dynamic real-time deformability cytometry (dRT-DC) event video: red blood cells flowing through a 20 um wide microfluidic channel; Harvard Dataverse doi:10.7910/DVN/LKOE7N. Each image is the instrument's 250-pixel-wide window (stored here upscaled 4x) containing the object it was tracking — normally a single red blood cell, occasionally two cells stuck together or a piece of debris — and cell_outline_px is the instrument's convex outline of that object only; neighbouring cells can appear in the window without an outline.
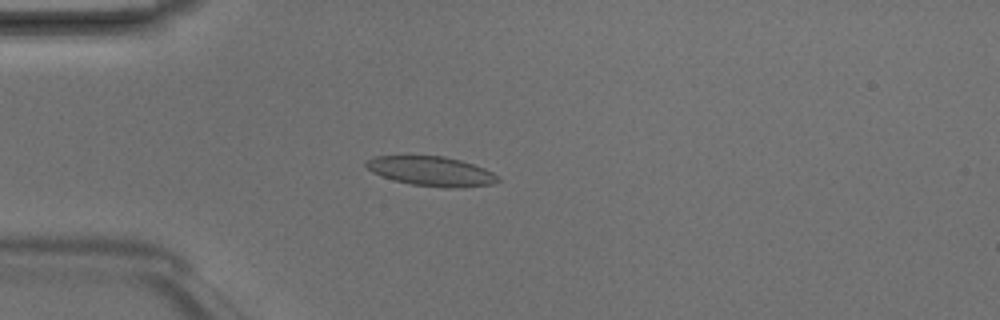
{"species": "Egyptian fruit bat (a non-hibernating species)", "species_latin": "Rousettus aegyptiacus", "temperature_condition": "room temperature", "stored_images_in_passage": 5, "camera_frame_rate_fps": 3000, "um_per_image_px": 0.085, "animal": {"sex": "male"}, "frame": {"image": 1, "passage_image": 4, "time_ms": 1.0, "image_size_px": [1000, 320], "cell_outline_px": [[500, 180], [492, 184], [456, 188], [444, 188], [412, 184], [392, 180], [380, 176], [372, 172], [364, 164], [372, 156], [444, 156], [460, 160], [484, 168], [500, 176]], "centroid_in_image_um": [36.66, 14.56], "position_along_channel_um": 48.3, "area_um2": 22.72}}